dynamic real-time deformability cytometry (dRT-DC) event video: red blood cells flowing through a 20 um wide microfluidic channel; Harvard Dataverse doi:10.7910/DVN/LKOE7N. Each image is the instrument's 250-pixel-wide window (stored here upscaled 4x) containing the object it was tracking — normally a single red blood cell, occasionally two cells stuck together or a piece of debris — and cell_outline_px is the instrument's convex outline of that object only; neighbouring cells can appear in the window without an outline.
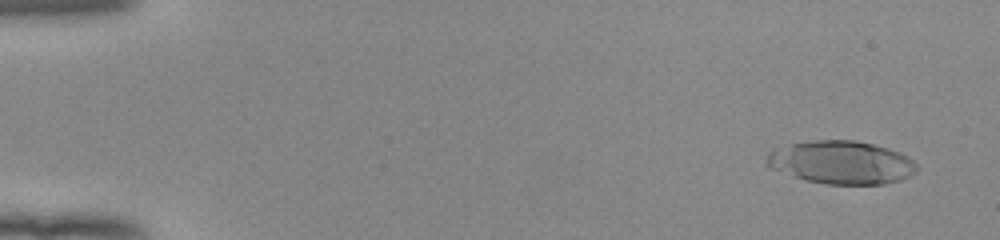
{"species": "human", "species_latin": "Homo sapiens", "temperature_condition": "room temperature", "stored_images_in_passage": 18, "camera_frame_rate_fps": 3000, "um_per_image_px": 0.085, "donor": {"sex": "female"}, "frame": {"image": 1, "passage_image": 4, "time_ms": 1.0, "image_size_px": [1000, 240], "cell_outline_px": [[920, 168], [916, 172], [900, 180], [884, 184], [824, 184], [804, 180], [772, 168], [764, 164], [764, 160], [768, 152], [776, 148], [788, 144], [812, 140], [856, 140], [888, 148], [900, 152], [908, 156]], "centroid_in_image_um": [71.5, 13.8], "position_along_channel_um": 13.5, "area_um2": 37.97}}
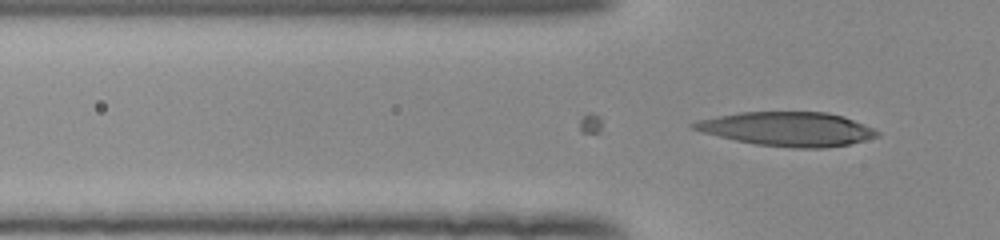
{"frame": {"image": 2, "passage_image": 18, "time_ms": 5.667, "image_size_px": [1000, 240], "cell_outline_px": [[880, 136], [848, 144], [828, 148], [792, 148], [756, 144], [736, 140], [688, 128], [688, 124], [696, 120], [740, 112], [828, 112], [844, 116], [864, 124], [880, 132]], "centroid_in_image_um": [66.93, 10.96], "position_along_channel_um": 58.9, "area_um2": 36.47}}